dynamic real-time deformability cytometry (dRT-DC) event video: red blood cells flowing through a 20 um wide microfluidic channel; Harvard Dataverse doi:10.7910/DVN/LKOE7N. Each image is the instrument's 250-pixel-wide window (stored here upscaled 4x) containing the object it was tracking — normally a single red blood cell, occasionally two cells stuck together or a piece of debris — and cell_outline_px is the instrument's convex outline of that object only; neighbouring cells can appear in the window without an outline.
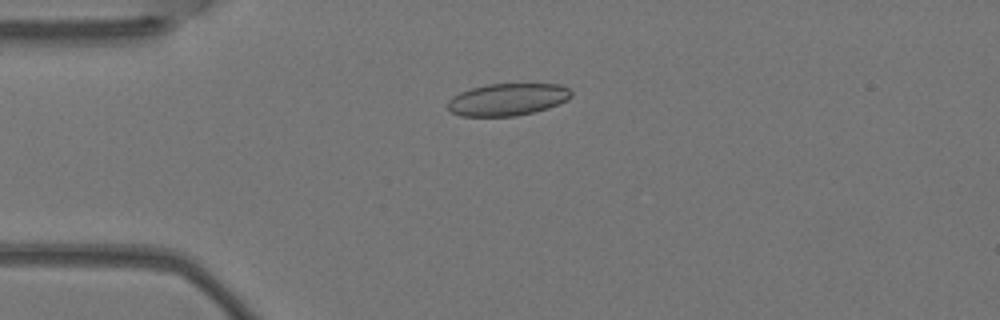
{"species": "Egyptian fruit bat (a non-hibernating species)", "species_latin": "Rousettus aegyptiacus", "temperature_condition": "warm", "stored_images_in_passage": 5, "camera_frame_rate_fps": 3000, "um_per_image_px": 0.085, "animal": {"sex": "female"}, "frame": {"image": 1, "passage_image": 4, "time_ms": 1.0, "image_size_px": [1000, 320], "cell_outline_px": [[572, 96], [568, 100], [548, 108], [516, 116], [460, 116], [452, 112], [448, 108], [448, 100], [452, 96], [460, 92], [472, 88], [488, 84], [560, 84], [568, 88], [572, 92]], "centroid_in_image_um": [43.15, 8.45], "position_along_channel_um": 41.9, "area_um2": 23.18}}